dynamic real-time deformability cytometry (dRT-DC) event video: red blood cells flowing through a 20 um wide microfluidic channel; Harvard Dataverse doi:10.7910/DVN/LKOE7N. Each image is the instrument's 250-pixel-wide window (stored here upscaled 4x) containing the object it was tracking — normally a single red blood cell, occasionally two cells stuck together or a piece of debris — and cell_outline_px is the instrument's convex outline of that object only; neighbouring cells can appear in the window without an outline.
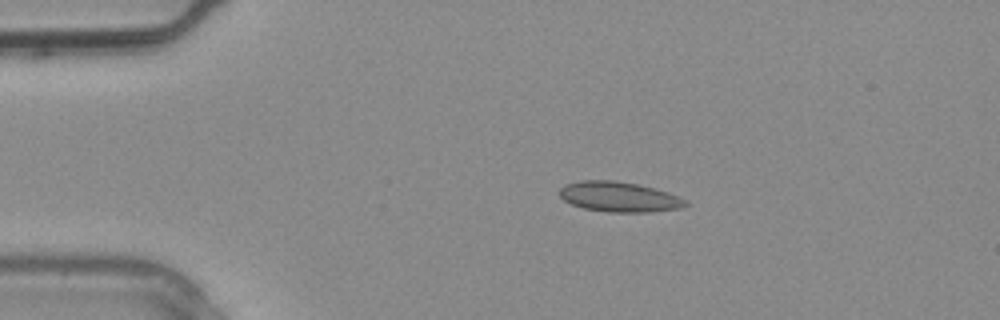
{"species": "common noctule bat (a hibernating species)", "species_latin": "Nyctalus noctula", "temperature_condition": "warm", "stored_images_in_passage": 2, "camera_frame_rate_fps": 3000, "um_per_image_px": 0.085, "animal": {"sex": "male", "body_mass_g": 20.4}, "frame": {"image": 1, "passage_image": 1, "time_ms": 0.0, "image_size_px": [1000, 320], "cell_outline_px": [[688, 204], [680, 208], [648, 212], [608, 212], [584, 208], [572, 204], [564, 200], [560, 196], [560, 188], [564, 184], [580, 180], [616, 180], [636, 184], [668, 192], [688, 200]], "centroid_in_image_um": [52.61, 16.72], "position_along_channel_um": 32.4, "area_um2": 22.08}}
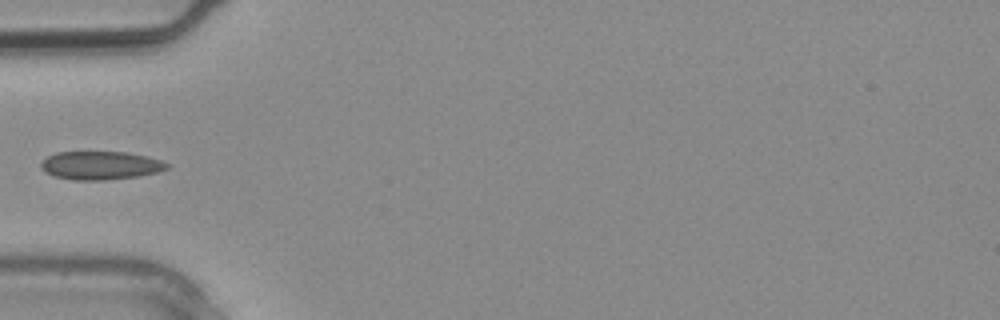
{"frame": {"image": 2, "passage_image": 2, "time_ms": 0.333, "image_size_px": [1000, 320], "cell_outline_px": [[172, 164], [168, 168], [156, 172], [140, 176], [104, 180], [72, 180], [56, 176], [44, 172], [40, 168], [40, 164], [48, 156], [56, 152], [128, 152], [148, 156]], "centroid_in_image_um": [8.56, 14.06], "position_along_channel_um": 76.4, "area_um2": 20.92}}